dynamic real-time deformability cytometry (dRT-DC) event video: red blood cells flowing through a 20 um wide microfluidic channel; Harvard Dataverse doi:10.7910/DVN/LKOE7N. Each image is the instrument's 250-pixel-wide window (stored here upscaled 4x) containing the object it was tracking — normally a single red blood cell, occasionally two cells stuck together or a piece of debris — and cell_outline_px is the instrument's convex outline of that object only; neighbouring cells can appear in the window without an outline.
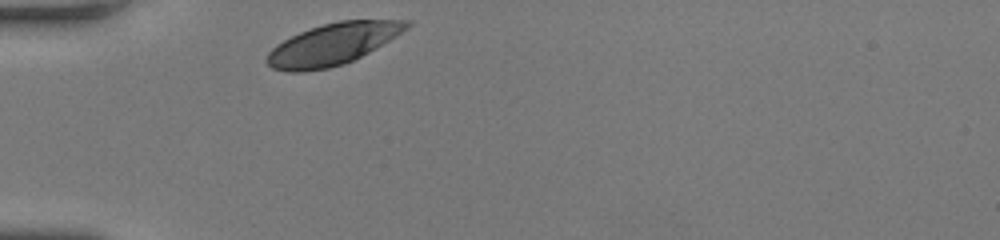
{"species": "human", "species_latin": "Homo sapiens", "temperature_condition": "room temperature", "stored_images_in_passage": 30, "camera_frame_rate_fps": 3000, "um_per_image_px": 0.085, "donor": {"sex": "female"}, "frame": {"image": 1, "passage_image": 1, "time_ms": 0.0, "image_size_px": [1000, 240], "cell_outline_px": [[412, 24], [408, 28], [396, 36], [368, 52], [344, 64], [328, 68], [304, 72], [288, 72], [272, 68], [264, 60], [268, 52], [276, 44], [300, 32], [324, 24], [340, 20], [412, 20]], "centroid_in_image_um": [28.26, 3.76], "position_along_channel_um": 56.7, "area_um2": 33.58}}
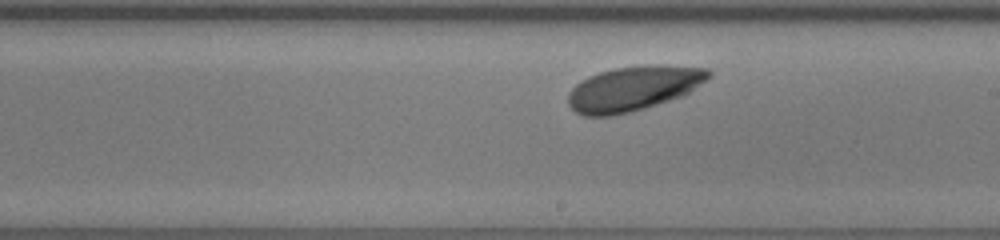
{"frame": {"image": 2, "passage_image": 17, "time_ms": 5.333, "image_size_px": [1000, 240], "cell_outline_px": [[712, 76], [684, 96], [632, 112], [612, 116], [584, 116], [576, 112], [568, 104], [568, 92], [580, 80], [588, 76], [600, 72], [616, 68], [652, 64], [660, 64], [708, 68], [712, 72]], "centroid_in_image_um": [53.87, 7.52], "position_along_channel_um": 235.1, "area_um2": 36.99}}
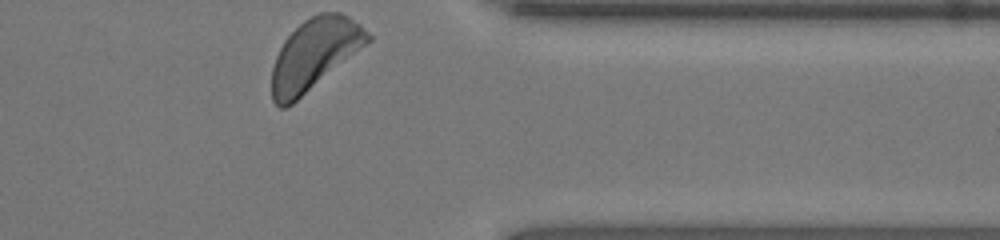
{"frame": {"image": 3, "passage_image": 30, "time_ms": 9.667, "image_size_px": [1000, 240], "cell_outline_px": [[372, 40], [368, 44], [292, 104], [284, 108], [280, 108], [272, 100], [272, 68], [276, 56], [284, 40], [304, 20], [320, 12], [340, 12], [348, 16], [360, 24], [372, 36]], "centroid_in_image_um": [26.75, 4.6], "position_along_channel_um": 384.7, "area_um2": 39.48}, "authors_computed_cell_mechanics": {"area_um2": 35.4025, "velocity_mm_per_s": 3.6006, "shape_relaxation_time_tau1_ms": 1.0752, "shape_relaxation_time_tau2_ms": 4.8029, "deformation_change_tau1": 0.0937, "deformation_change_tau2": 0.131}}